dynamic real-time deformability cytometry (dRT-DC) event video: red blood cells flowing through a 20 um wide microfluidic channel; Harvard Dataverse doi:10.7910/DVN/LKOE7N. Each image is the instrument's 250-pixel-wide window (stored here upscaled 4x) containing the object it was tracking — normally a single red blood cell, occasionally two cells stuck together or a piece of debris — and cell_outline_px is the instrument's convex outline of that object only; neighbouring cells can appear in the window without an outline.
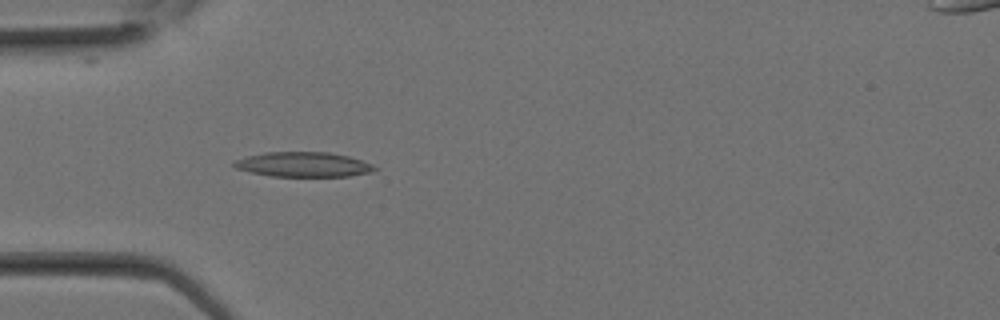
{"species": "Egyptian fruit bat (a non-hibernating species)", "species_latin": "Rousettus aegyptiacus", "temperature_condition": "room temperature", "stored_images_in_passage": 7, "camera_frame_rate_fps": 3000, "um_per_image_px": 0.085, "animal": {"sex": "female"}, "frame": {"image": 1, "passage_image": 7, "time_ms": 2.0, "image_size_px": [1000, 320], "cell_outline_px": [[376, 168], [372, 172], [348, 176], [272, 176], [252, 172], [236, 168], [232, 164], [232, 160], [264, 152], [328, 152], [348, 156], [372, 164]], "centroid_in_image_um": [25.75, 13.97], "position_along_channel_um": 59.2, "area_um2": 20.17}}